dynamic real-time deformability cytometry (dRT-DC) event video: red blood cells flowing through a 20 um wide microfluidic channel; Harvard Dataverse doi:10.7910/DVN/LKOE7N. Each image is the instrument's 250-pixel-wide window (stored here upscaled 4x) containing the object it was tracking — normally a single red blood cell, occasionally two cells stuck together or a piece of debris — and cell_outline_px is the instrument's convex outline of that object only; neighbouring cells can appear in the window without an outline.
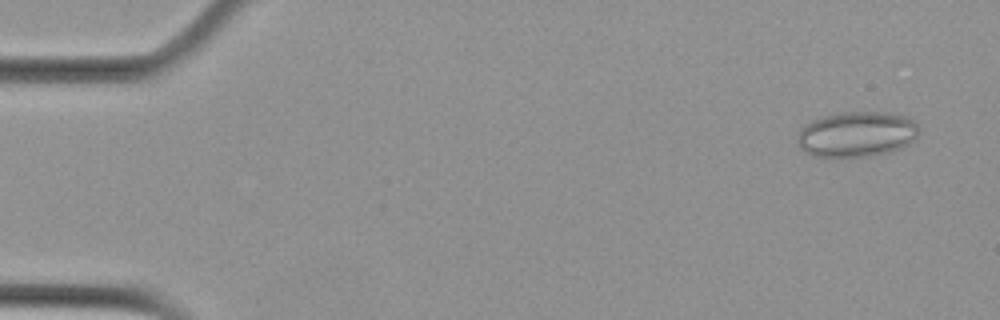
{"species": "Egyptian fruit bat (a non-hibernating species)", "species_latin": "Rousettus aegyptiacus", "temperature_condition": "cold", "stored_images_in_passage": 29, "camera_frame_rate_fps": 3000, "um_per_image_px": 0.085, "animal": {"sex": "female"}, "frame": {"image": 1, "passage_image": 3, "time_ms": 0.667, "image_size_px": [1000, 320], "cell_outline_px": [[920, 132], [916, 140], [900, 148], [888, 152], [868, 156], [812, 156], [804, 152], [800, 148], [800, 128], [804, 124], [812, 120], [824, 116], [840, 112], [884, 112], [908, 116], [920, 128]], "centroid_in_image_um": [72.87, 11.39], "position_along_channel_um": 12.1, "area_um2": 32.14}}
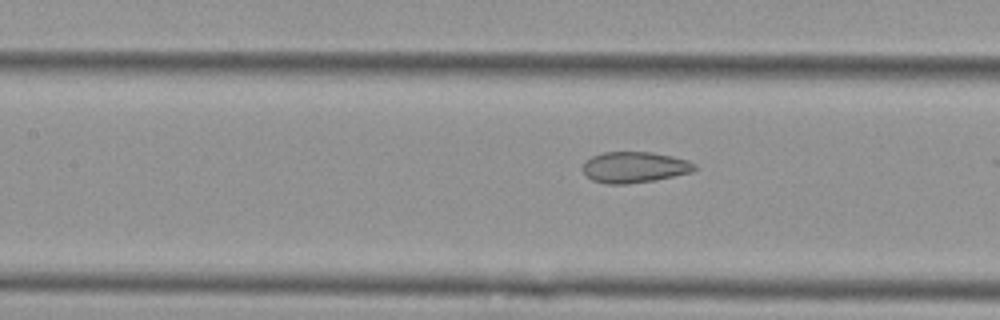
{"frame": {"image": 2, "passage_image": 25, "time_ms": 8.0, "image_size_px": [1000, 320], "cell_outline_px": [[696, 168], [692, 172], [652, 180], [628, 184], [608, 184], [592, 180], [584, 172], [584, 160], [592, 156], [604, 152], [652, 152], [672, 156], [688, 160], [696, 164]], "centroid_in_image_um": [53.93, 14.2], "position_along_channel_um": 153.5, "area_um2": 20.06}}
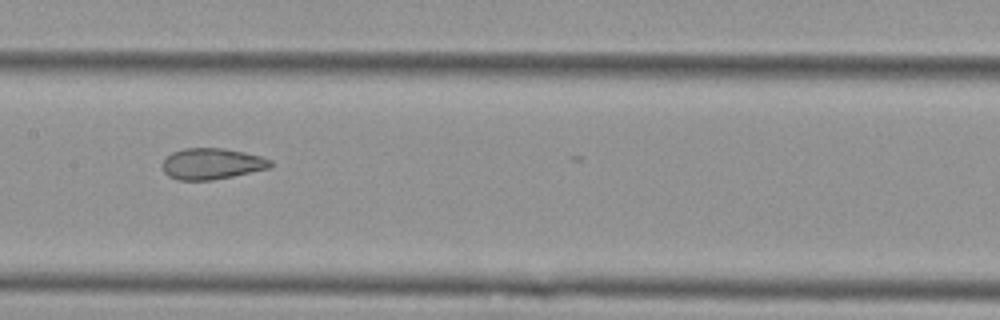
{"frame": {"image": 3, "passage_image": 28, "time_ms": 9.0, "image_size_px": [1000, 320], "cell_outline_px": [[272, 168], [212, 180], [180, 180], [168, 176], [164, 172], [164, 160], [172, 152], [184, 148], [224, 148], [244, 152], [260, 156], [272, 160]], "centroid_in_image_um": [18.04, 13.92], "position_along_channel_um": 189.4, "area_um2": 19.54}}